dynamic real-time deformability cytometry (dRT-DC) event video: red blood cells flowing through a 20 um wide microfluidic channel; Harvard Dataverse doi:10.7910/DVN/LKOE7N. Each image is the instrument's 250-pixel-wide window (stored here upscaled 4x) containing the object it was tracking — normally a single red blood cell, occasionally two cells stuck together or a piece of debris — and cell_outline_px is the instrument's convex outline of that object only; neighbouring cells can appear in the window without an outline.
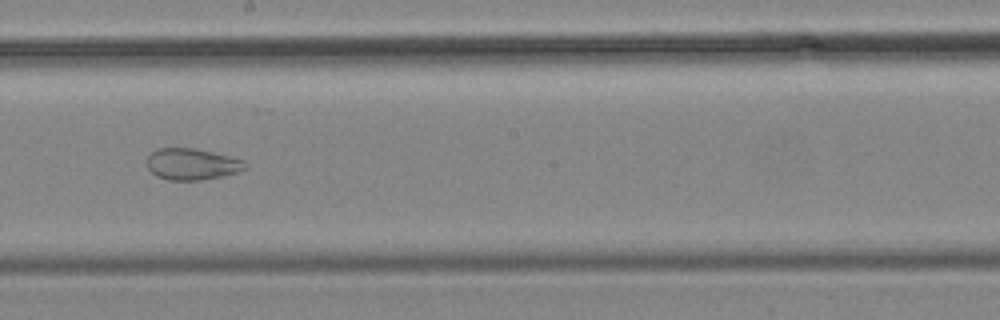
{"species": "common noctule bat (a hibernating species)", "species_latin": "Nyctalus noctula", "temperature_condition": "cold", "stored_images_in_passage": 15, "segment_of_instrument_passage": [1, 2], "camera_frame_rate_fps": 3000, "um_per_image_px": 0.085, "animal": {"sex": "male", "body_mass_g": 19.2, "forearm_length_mm": 51.8}, "frame": {"image": 1, "passage_image": 7, "time_ms": 7.0, "image_size_px": [1000, 320], "cell_outline_px": [[248, 164], [244, 168], [236, 172], [220, 176], [200, 180], [168, 180], [156, 176], [148, 168], [148, 156], [156, 148], [196, 148], [244, 160]], "centroid_in_image_um": [16.29, 13.94], "position_along_channel_um": 231.9, "area_um2": 17.8}}
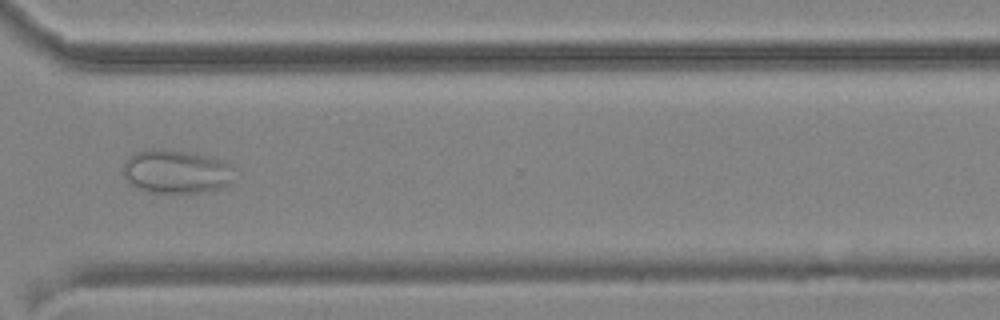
{"frame": {"image": 2, "passage_image": 10, "time_ms": 10.667, "image_size_px": [1000, 320], "cell_outline_px": [[236, 168], [228, 184], [216, 188], [200, 192], [152, 192], [136, 188], [124, 180], [124, 160], [128, 156], [136, 152], [148, 148], [152, 148], [184, 152], [224, 160]], "centroid_in_image_um": [14.92, 14.57], "position_along_channel_um": 355.7, "area_um2": 28.03}}
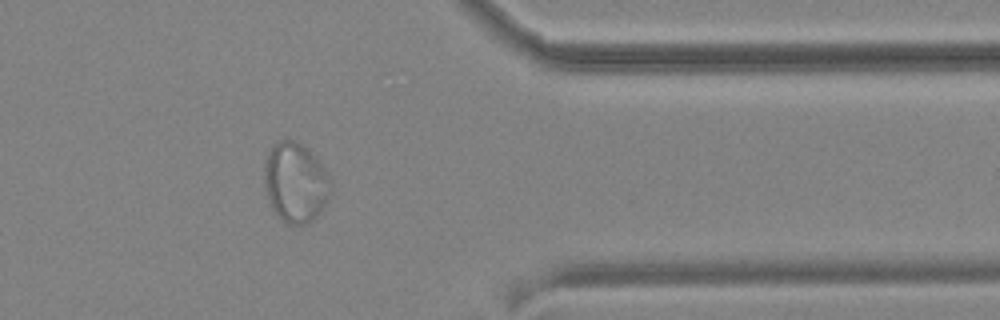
{"frame": {"image": 3, "passage_image": 11, "time_ms": 12.0, "image_size_px": [1000, 320], "cell_outline_px": [[332, 192], [320, 212], [308, 224], [288, 224], [272, 208], [264, 188], [264, 164], [268, 152], [272, 144], [288, 136], [308, 148], [316, 156], [328, 172], [332, 184]], "centroid_in_image_um": [25.13, 15.45], "position_along_channel_um": 386.3, "area_um2": 31.5}}